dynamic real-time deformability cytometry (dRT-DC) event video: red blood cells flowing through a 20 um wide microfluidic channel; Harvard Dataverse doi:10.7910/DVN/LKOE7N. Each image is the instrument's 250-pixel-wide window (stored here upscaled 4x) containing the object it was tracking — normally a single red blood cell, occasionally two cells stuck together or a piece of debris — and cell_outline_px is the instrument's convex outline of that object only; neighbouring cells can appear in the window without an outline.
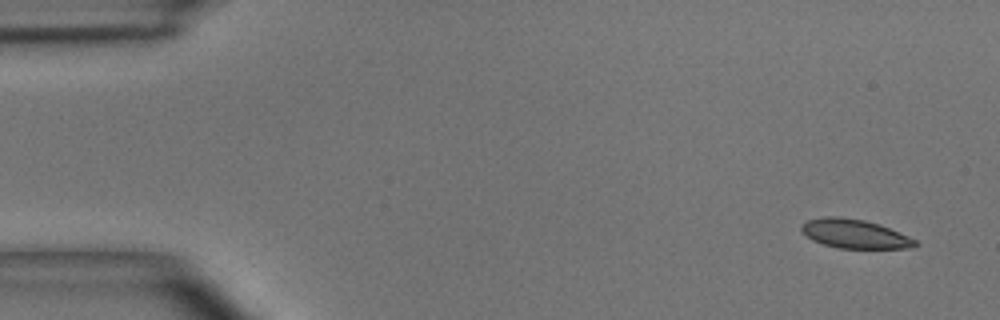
{"species": "common noctule bat (a hibernating species)", "species_latin": "Nyctalus noctula", "temperature_condition": "room temperature", "stored_images_in_passage": 4, "camera_frame_rate_fps": 3000, "um_per_image_px": 0.085, "animal": {"sex": "male", "body_mass_g": 15.6}, "frame": {"image": 1, "passage_image": 1, "time_ms": 0.0, "image_size_px": [1000, 320], "cell_outline_px": [[920, 244], [912, 248], [840, 248], [824, 244], [812, 240], [800, 228], [800, 224], [808, 220], [824, 216], [840, 216], [864, 220], [880, 224], [908, 236], [916, 240]], "centroid_in_image_um": [72.66, 19.86], "position_along_channel_um": 12.3, "area_um2": 19.19}}
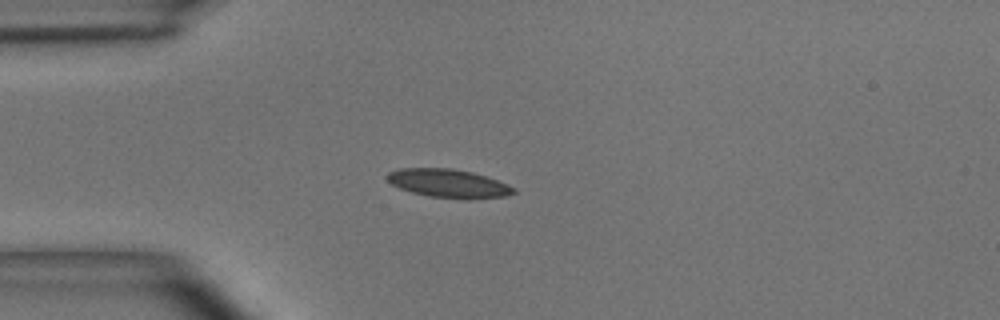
{"frame": {"image": 2, "passage_image": 4, "time_ms": 1.0, "image_size_px": [1000, 320], "cell_outline_px": [[516, 192], [504, 196], [428, 196], [412, 192], [400, 188], [392, 184], [384, 176], [388, 172], [400, 168], [452, 168], [472, 172], [508, 184], [516, 188]], "centroid_in_image_um": [38.03, 15.53], "position_along_channel_um": 47.0, "area_um2": 20.0}}